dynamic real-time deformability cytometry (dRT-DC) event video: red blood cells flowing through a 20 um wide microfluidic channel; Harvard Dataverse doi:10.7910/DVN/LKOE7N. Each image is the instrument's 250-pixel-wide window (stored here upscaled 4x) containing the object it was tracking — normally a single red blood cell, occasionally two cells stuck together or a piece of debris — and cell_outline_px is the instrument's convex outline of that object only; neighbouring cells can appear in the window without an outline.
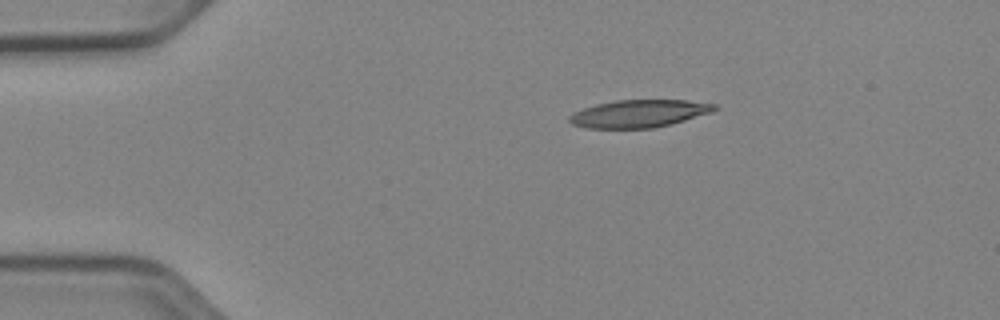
{"species": "Egyptian fruit bat (a non-hibernating species)", "species_latin": "Rousettus aegyptiacus", "temperature_condition": "cold", "stored_images_in_passage": 43, "camera_frame_rate_fps": 3000, "um_per_image_px": 0.085, "animal": {"sex": "female"}, "frame": {"image": 1, "passage_image": 1, "time_ms": 0.0, "image_size_px": [1000, 320], "cell_outline_px": [[720, 108], [712, 112], [672, 124], [652, 128], [584, 128], [572, 124], [568, 120], [568, 116], [572, 112], [596, 104], [616, 100], [688, 100], [716, 104]], "centroid_in_image_um": [54.32, 9.65], "position_along_channel_um": 30.7, "area_um2": 23.52}}
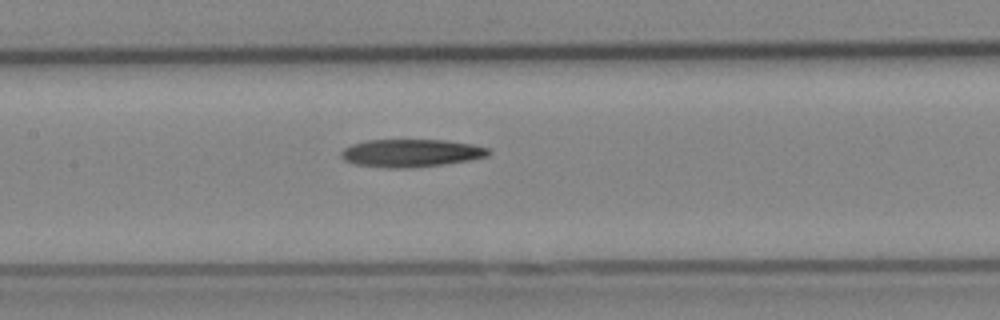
{"frame": {"image": 2, "passage_image": 16, "time_ms": 5.0, "image_size_px": [1000, 320], "cell_outline_px": [[492, 152], [488, 156], [472, 160], [408, 168], [384, 168], [356, 164], [344, 160], [340, 156], [340, 152], [344, 148], [352, 144], [368, 140], [444, 140], [472, 144], [488, 148]], "centroid_in_image_um": [34.94, 13.01], "position_along_channel_um": 172.5, "area_um2": 23.87}}
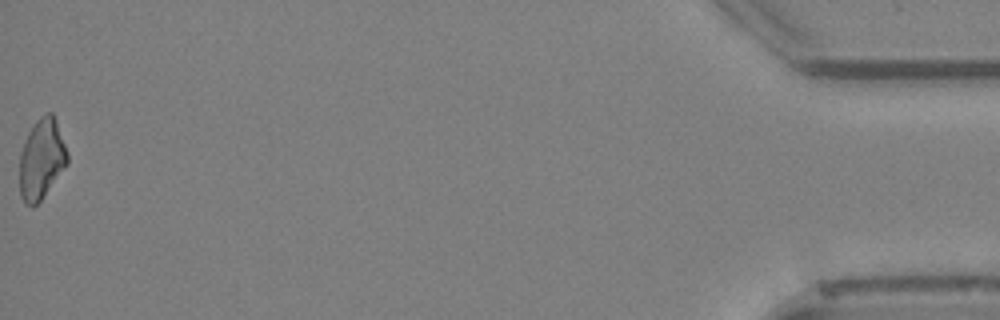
{"frame": {"image": 3, "passage_image": 43, "time_ms": 14.0, "image_size_px": [1000, 320], "cell_outline_px": [[68, 164], [40, 200], [32, 208], [24, 204], [20, 196], [20, 152], [28, 132], [36, 120], [40, 116], [48, 112], [52, 112], [56, 120], [68, 152]], "centroid_in_image_um": [3.53, 13.52], "position_along_channel_um": 431.7, "area_um2": 22.43}}